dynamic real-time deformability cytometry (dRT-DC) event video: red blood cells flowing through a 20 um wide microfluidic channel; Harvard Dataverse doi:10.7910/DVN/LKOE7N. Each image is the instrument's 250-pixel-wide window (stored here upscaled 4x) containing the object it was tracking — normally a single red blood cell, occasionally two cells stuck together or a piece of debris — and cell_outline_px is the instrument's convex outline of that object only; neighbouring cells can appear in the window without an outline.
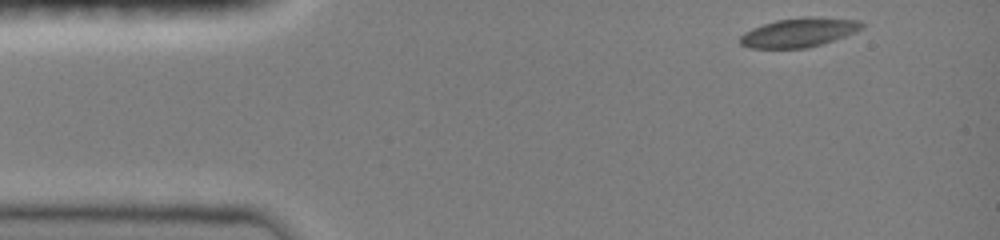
{"species": "common noctule bat (a hibernating species)", "species_latin": "Nyctalus noctula", "temperature_condition": "room temperature", "stored_images_in_passage": 13, "camera_frame_rate_fps": 3000, "um_per_image_px": 0.085, "animal": {"sex": "female", "body_mass_g": 19.0, "forearm_length_mm": 51.5}, "frame": {"image": 1, "passage_image": 1, "time_ms": 0.0, "image_size_px": [1000, 240], "cell_outline_px": [[864, 28], [856, 32], [808, 48], [748, 48], [740, 44], [740, 36], [744, 32], [752, 28], [776, 20], [808, 16], [860, 20], [864, 24]], "centroid_in_image_um": [67.91, 2.76], "position_along_channel_um": 17.1, "area_um2": 20.63}}
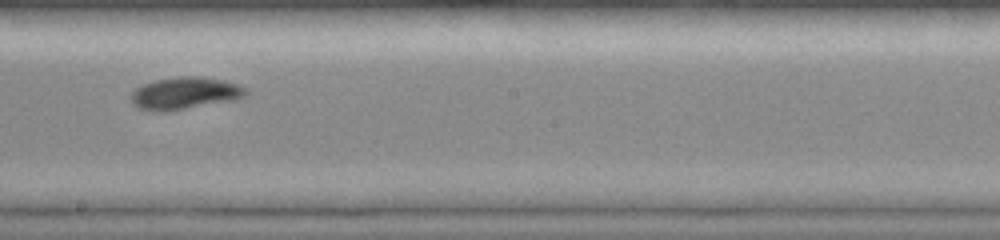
{"frame": {"image": 2, "passage_image": 8, "time_ms": 7.333, "image_size_px": [1000, 240], "cell_outline_px": [[248, 92], [244, 96], [232, 100], [168, 112], [152, 112], [140, 108], [128, 96], [136, 88], [144, 84], [156, 80], [180, 76], [196, 76], [224, 80], [248, 88]], "centroid_in_image_um": [15.7, 7.93], "position_along_channel_um": 232.5, "area_um2": 21.5}}
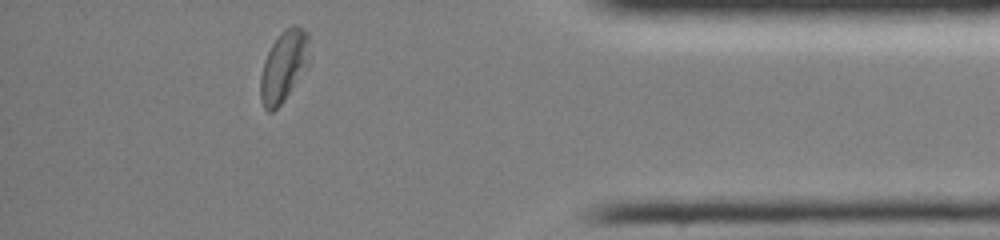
{"frame": {"image": 3, "passage_image": 13, "time_ms": 12.333, "image_size_px": [1000, 240], "cell_outline_px": [[308, 64], [284, 100], [272, 112], [268, 112], [264, 108], [260, 96], [260, 76], [264, 60], [272, 44], [280, 32], [284, 28], [292, 24], [296, 24], [308, 32]], "centroid_in_image_um": [24.1, 5.59], "position_along_channel_um": 411.1, "area_um2": 20.11}, "authors_computed_cell_mechanics": {"area_um2": 20.808, "velocity_mm_per_s": 4.0274, "shape_relaxation_time_tau1_ms": 3.0846, "shape_relaxation_time_tau2_ms": 4.995, "deformation_change_tau1": 0.1572, "deformation_change_tau2": 0.088}}